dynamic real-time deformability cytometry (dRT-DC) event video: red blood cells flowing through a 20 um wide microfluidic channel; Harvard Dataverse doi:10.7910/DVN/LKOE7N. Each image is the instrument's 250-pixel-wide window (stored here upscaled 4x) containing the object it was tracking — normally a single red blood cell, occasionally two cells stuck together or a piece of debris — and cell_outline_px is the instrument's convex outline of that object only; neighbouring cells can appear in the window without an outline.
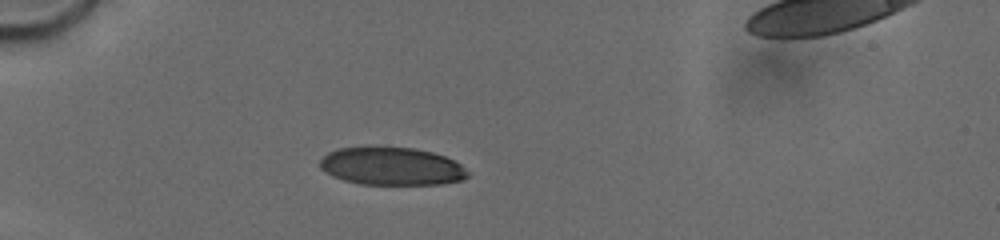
{"species": "human", "species_latin": "Homo sapiens", "temperature_condition": "cold", "stored_images_in_passage": 27, "camera_frame_rate_fps": 3000, "um_per_image_px": 0.085, "donor": {"sex": "male"}, "frame": {"image": 1, "passage_image": 18, "time_ms": 6.0, "image_size_px": [1000, 240], "cell_outline_px": [[468, 176], [464, 180], [444, 184], [360, 184], [344, 180], [332, 176], [320, 168], [320, 160], [328, 152], [340, 148], [412, 148], [432, 152], [444, 156], [460, 164], [468, 172]], "centroid_in_image_um": [33.3, 14.15], "position_along_channel_um": 51.7, "area_um2": 32.25}}
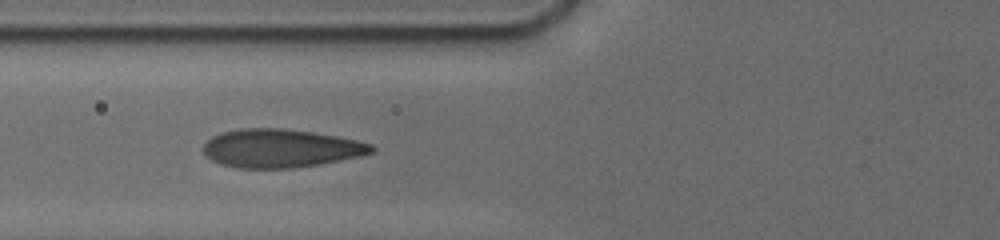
{"frame": {"image": 2, "passage_image": 26, "time_ms": 8.0, "image_size_px": [1000, 240], "cell_outline_px": [[376, 148], [372, 152], [360, 156], [320, 164], [292, 168], [236, 168], [220, 164], [212, 160], [204, 152], [204, 144], [212, 136], [220, 132], [240, 128], [284, 128], [312, 132], [336, 136], [356, 140], [372, 144]], "centroid_in_image_um": [23.84, 12.6], "position_along_channel_um": 102.0, "area_um2": 37.63}}